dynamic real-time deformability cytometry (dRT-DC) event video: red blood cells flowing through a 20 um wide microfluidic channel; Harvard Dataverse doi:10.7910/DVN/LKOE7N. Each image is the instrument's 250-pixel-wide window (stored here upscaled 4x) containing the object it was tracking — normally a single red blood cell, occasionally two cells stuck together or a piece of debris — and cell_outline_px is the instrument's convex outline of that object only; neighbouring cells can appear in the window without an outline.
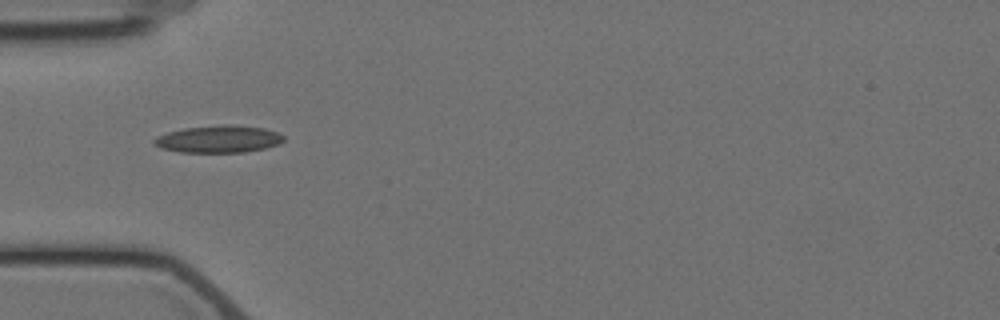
{"species": "Egyptian fruit bat (a non-hibernating species)", "species_latin": "Rousettus aegyptiacus", "temperature_condition": "cold", "stored_images_in_passage": 5, "camera_frame_rate_fps": 3000, "um_per_image_px": 0.085, "animal": {"sex": "female"}, "frame": {"image": 1, "passage_image": 4, "time_ms": 3.667, "image_size_px": [1000, 320], "cell_outline_px": [[284, 140], [280, 144], [264, 148], [244, 152], [180, 152], [160, 148], [152, 140], [156, 136], [168, 132], [184, 128], [224, 124], [232, 124], [264, 128], [276, 132], [284, 136]], "centroid_in_image_um": [18.58, 11.81], "position_along_channel_um": 66.4, "area_um2": 20.58}}
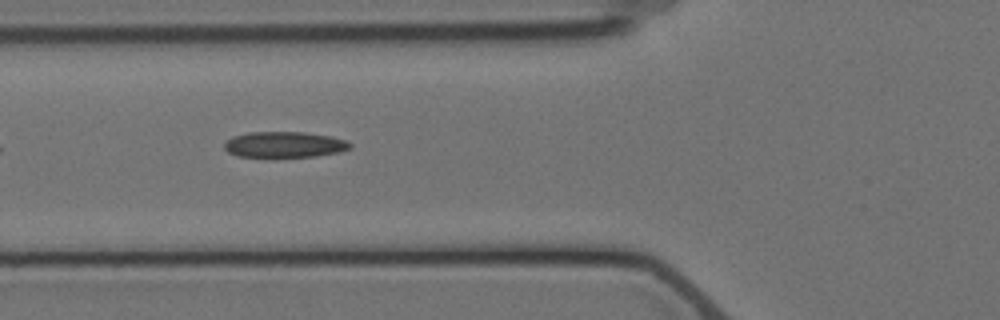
{"frame": {"image": 2, "passage_image": 5, "time_ms": 4.667, "image_size_px": [1000, 320], "cell_outline_px": [[352, 148], [340, 152], [316, 156], [276, 160], [272, 160], [240, 156], [228, 152], [224, 148], [224, 144], [232, 136], [248, 132], [304, 132], [332, 136], [344, 140], [352, 144]], "centroid_in_image_um": [24.16, 12.34], "position_along_channel_um": 101.6, "area_um2": 19.94}}